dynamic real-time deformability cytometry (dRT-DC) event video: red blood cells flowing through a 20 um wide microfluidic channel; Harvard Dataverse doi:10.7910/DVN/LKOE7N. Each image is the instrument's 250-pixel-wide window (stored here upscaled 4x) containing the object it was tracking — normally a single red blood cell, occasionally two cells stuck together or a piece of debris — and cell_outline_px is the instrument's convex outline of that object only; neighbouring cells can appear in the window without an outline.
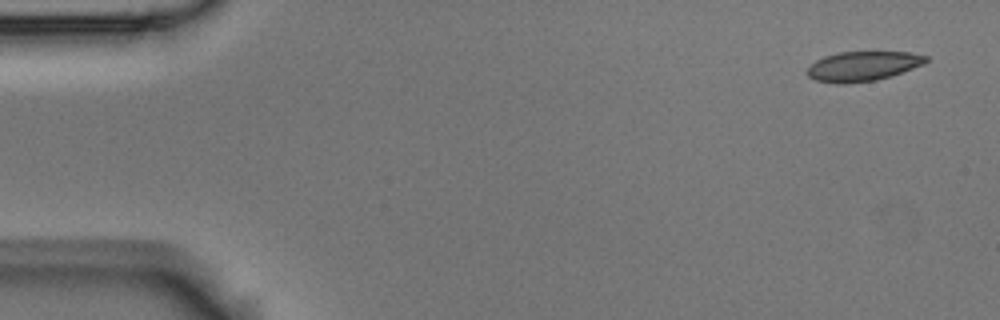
{"species": "Egyptian fruit bat (a non-hibernating species)", "species_latin": "Rousettus aegyptiacus", "temperature_condition": "room temperature", "stored_images_in_passage": 4, "camera_frame_rate_fps": 3000, "um_per_image_px": 0.085, "animal": {"sex": "male"}, "frame": {"image": 1, "passage_image": 1, "time_ms": 0.0, "image_size_px": [1000, 320], "cell_outline_px": [[928, 60], [924, 64], [892, 76], [876, 80], [844, 84], [836, 84], [816, 80], [808, 76], [808, 68], [816, 60], [824, 56], [840, 52], [908, 52], [928, 56]], "centroid_in_image_um": [73.36, 5.63], "position_along_channel_um": 11.6, "area_um2": 20.52}}
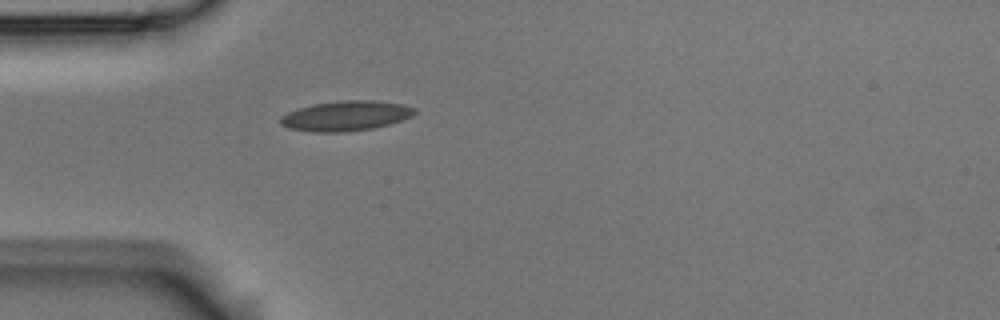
{"frame": {"image": 2, "passage_image": 4, "time_ms": 1.0, "image_size_px": [1000, 320], "cell_outline_px": [[416, 112], [412, 116], [388, 124], [372, 128], [348, 132], [312, 132], [288, 128], [280, 124], [280, 116], [288, 112], [300, 108], [316, 104], [344, 100], [372, 100], [404, 104], [416, 108]], "centroid_in_image_um": [29.4, 9.85], "position_along_channel_um": 55.6, "area_um2": 23.35}}